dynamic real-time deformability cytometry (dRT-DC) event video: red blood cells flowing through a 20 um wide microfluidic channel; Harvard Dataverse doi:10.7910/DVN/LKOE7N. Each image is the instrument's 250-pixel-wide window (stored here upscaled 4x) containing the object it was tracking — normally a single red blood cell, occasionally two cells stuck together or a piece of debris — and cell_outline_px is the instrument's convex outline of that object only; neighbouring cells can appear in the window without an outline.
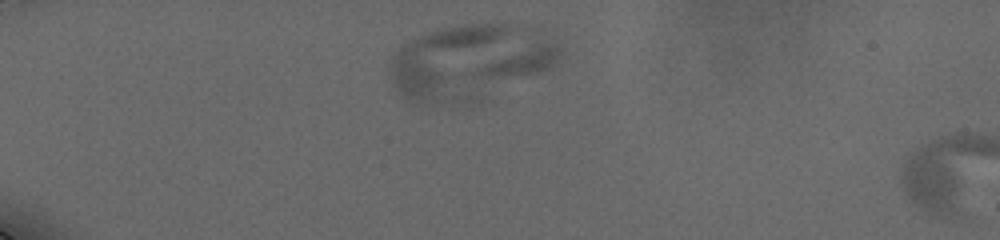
{"species": "human", "species_latin": "Homo sapiens", "temperature_condition": "cold", "stored_images_in_passage": 4, "camera_frame_rate_fps": 3000, "um_per_image_px": 0.085, "donor": {"sex": "male"}, "frame": {"image": 1, "passage_image": 2, "time_ms": 0.667, "image_size_px": [1000, 240], "cell_outline_px": [[564, 52], [560, 60], [548, 68], [536, 72], [492, 76], [464, 76], [464, 72], [532, 24], [556, 44]], "centroid_in_image_um": [44.16, 4.73], "position_along_channel_um": 40.8, "area_um2": 19.88}}